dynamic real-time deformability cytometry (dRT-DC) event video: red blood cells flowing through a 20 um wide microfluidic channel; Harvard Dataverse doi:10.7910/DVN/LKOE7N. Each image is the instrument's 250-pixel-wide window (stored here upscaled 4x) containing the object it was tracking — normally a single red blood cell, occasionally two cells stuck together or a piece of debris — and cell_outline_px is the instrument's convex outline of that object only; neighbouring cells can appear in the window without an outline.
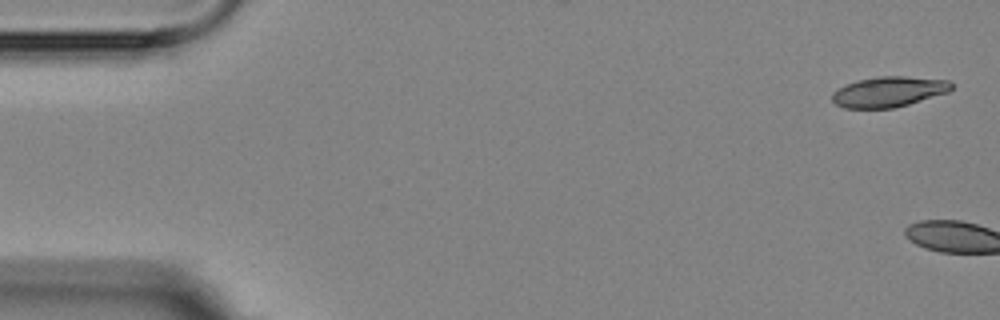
{"species": "Egyptian fruit bat (a non-hibernating species)", "species_latin": "Rousettus aegyptiacus", "temperature_condition": "room temperature", "stored_images_in_passage": 6, "camera_frame_rate_fps": 3000, "um_per_image_px": 0.085, "animal": {"sex": "female"}, "frame": {"image": 1, "passage_image": 1, "time_ms": 0.0, "image_size_px": [1000, 320], "cell_outline_px": [[952, 88], [948, 92], [908, 104], [892, 108], [844, 108], [836, 104], [832, 100], [832, 92], [856, 80], [880, 76], [904, 76], [948, 80], [952, 84]], "centroid_in_image_um": [75.53, 7.79], "position_along_channel_um": 9.5, "area_um2": 20.92}}
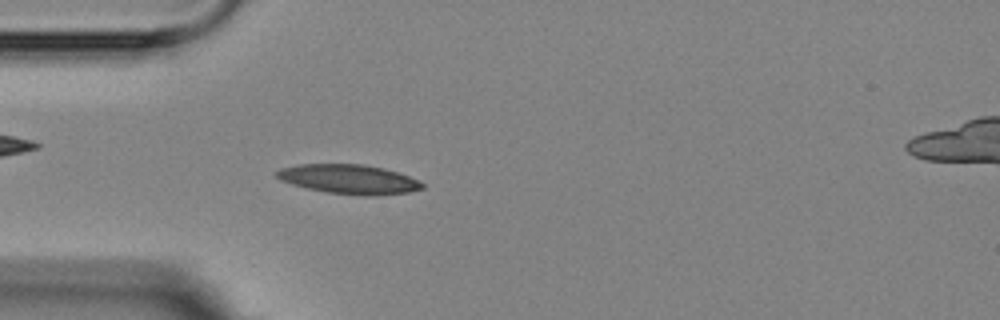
{"frame": {"image": 2, "passage_image": 5, "time_ms": 5.667, "image_size_px": [1000, 320], "cell_outline_px": [[424, 188], [408, 192], [368, 196], [328, 192], [308, 188], [292, 184], [280, 180], [276, 176], [276, 172], [280, 168], [300, 164], [364, 164], [384, 168], [408, 176], [424, 184]], "centroid_in_image_um": [29.64, 15.22], "position_along_channel_um": 55.4, "area_um2": 24.62}}